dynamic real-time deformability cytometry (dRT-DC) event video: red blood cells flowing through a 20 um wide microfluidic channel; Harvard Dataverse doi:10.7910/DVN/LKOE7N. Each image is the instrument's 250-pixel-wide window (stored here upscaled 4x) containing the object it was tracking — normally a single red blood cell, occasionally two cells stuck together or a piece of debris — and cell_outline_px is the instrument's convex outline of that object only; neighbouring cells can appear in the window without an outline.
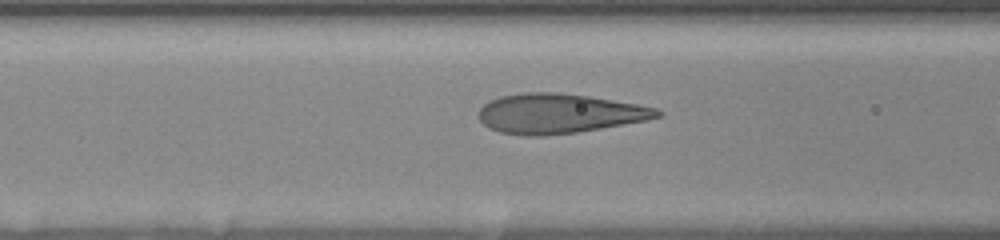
{"species": "human", "species_latin": "Homo sapiens", "temperature_condition": "room temperature", "stored_images_in_passage": 20, "camera_frame_rate_fps": 3000, "um_per_image_px": 0.085, "donor": {"sex": "female"}, "frame": {"image": 1, "passage_image": 18, "time_ms": 5.667, "image_size_px": [1000, 240], "cell_outline_px": [[664, 112], [660, 116], [648, 120], [576, 132], [544, 136], [524, 136], [500, 132], [488, 128], [480, 120], [480, 108], [484, 104], [500, 96], [524, 92], [556, 92], [588, 96], [636, 104], [656, 108]], "centroid_in_image_um": [47.51, 9.65], "position_along_channel_um": 119.1, "area_um2": 41.1}}